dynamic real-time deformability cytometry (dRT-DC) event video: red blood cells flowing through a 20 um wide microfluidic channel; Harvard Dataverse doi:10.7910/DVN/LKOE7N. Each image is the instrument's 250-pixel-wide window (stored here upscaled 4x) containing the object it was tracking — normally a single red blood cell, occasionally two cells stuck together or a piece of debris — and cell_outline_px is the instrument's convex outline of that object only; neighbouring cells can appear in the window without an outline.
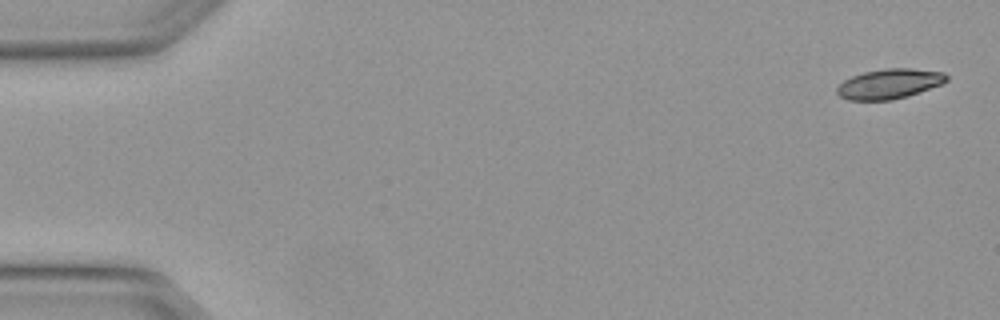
{"species": "Egyptian fruit bat (a non-hibernating species)", "species_latin": "Rousettus aegyptiacus", "temperature_condition": "warm", "stored_images_in_passage": 6, "camera_frame_rate_fps": 3000, "um_per_image_px": 0.085, "animal": {"sex": "female"}, "frame": {"image": 1, "passage_image": 1, "time_ms": 0.0, "image_size_px": [1000, 320], "cell_outline_px": [[948, 80], [940, 84], [908, 96], [892, 100], [848, 100], [840, 96], [836, 92], [836, 88], [844, 80], [852, 76], [864, 72], [884, 68], [908, 68], [944, 72], [948, 76]], "centroid_in_image_um": [75.57, 7.12], "position_along_channel_um": 9.4, "area_um2": 19.02}}
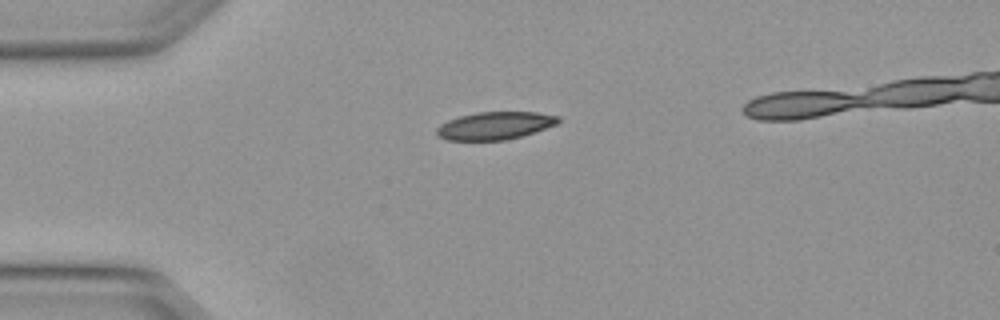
{"frame": {"image": 2, "passage_image": 4, "time_ms": 1.0, "image_size_px": [1000, 320], "cell_outline_px": [[560, 120], [556, 124], [508, 140], [448, 140], [436, 136], [436, 128], [440, 124], [448, 120], [460, 116], [476, 112], [536, 112], [560, 116]], "centroid_in_image_um": [42.03, 10.68], "position_along_channel_um": 43.0, "area_um2": 19.54}}
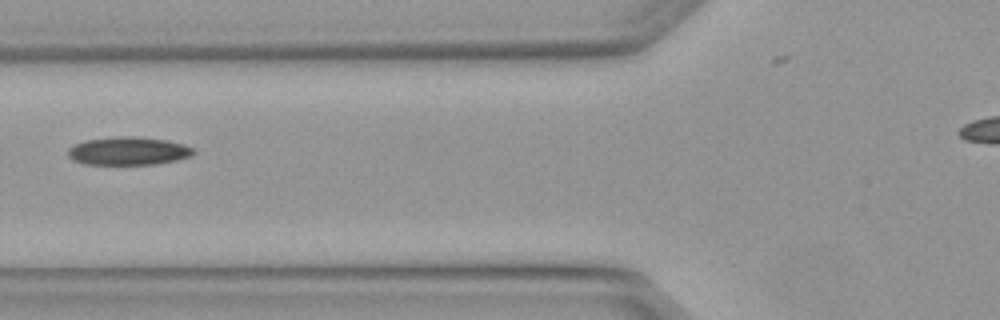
{"frame": {"image": 3, "passage_image": 6, "time_ms": 1.667, "image_size_px": [1000, 320], "cell_outline_px": [[196, 152], [192, 156], [176, 160], [156, 164], [84, 164], [72, 160], [68, 156], [68, 148], [84, 140], [116, 136], [132, 136], [168, 140], [184, 144], [192, 148]], "centroid_in_image_um": [10.91, 12.83], "position_along_channel_um": 114.9, "area_um2": 20.69}}